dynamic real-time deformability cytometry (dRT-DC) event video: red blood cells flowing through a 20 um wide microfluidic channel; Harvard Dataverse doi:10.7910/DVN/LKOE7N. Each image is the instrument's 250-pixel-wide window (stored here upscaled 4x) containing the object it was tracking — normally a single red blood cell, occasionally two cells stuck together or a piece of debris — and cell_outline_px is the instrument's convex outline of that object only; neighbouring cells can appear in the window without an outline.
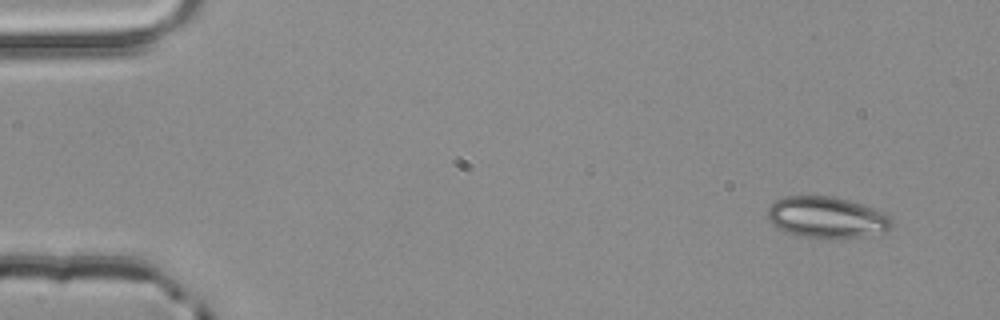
{"species": "common noctule bat (a hibernating species)", "species_latin": "Nyctalus noctula", "temperature_condition": "room temperature", "stored_images_in_passage": 5, "camera_frame_rate_fps": 3000, "um_per_image_px": 0.085, "animal": {"sex": "male", "body_mass_g": 20.4}, "frame": {"image": 1, "passage_image": 1, "time_ms": 0.0, "image_size_px": [1000, 320], "cell_outline_px": [[892, 224], [884, 232], [864, 236], [796, 236], [784, 232], [772, 224], [768, 220], [768, 208], [776, 200], [784, 196], [832, 196], [848, 200], [884, 212], [892, 220]], "centroid_in_image_um": [70.22, 18.45], "position_along_channel_um": 14.8, "area_um2": 29.25}}
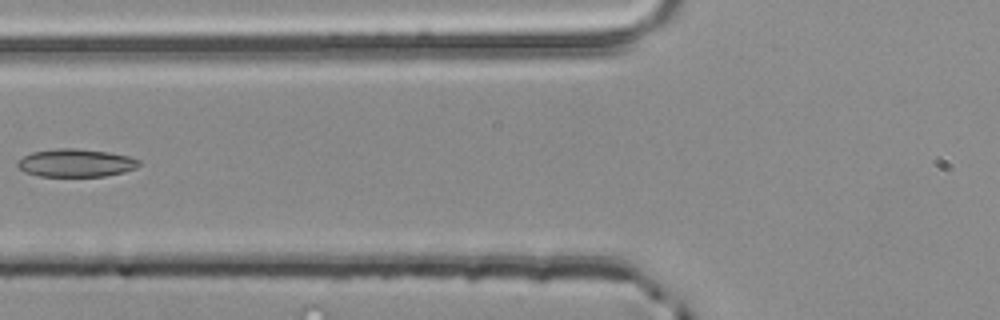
{"frame": {"image": 2, "passage_image": 5, "time_ms": 1.333, "image_size_px": [1000, 320], "cell_outline_px": [[140, 164], [136, 168], [124, 172], [104, 176], [40, 176], [24, 172], [16, 164], [16, 160], [32, 152], [60, 148], [76, 148], [108, 152], [128, 156], [140, 160]], "centroid_in_image_um": [6.44, 13.85], "position_along_channel_um": 119.4, "area_um2": 19.77}}